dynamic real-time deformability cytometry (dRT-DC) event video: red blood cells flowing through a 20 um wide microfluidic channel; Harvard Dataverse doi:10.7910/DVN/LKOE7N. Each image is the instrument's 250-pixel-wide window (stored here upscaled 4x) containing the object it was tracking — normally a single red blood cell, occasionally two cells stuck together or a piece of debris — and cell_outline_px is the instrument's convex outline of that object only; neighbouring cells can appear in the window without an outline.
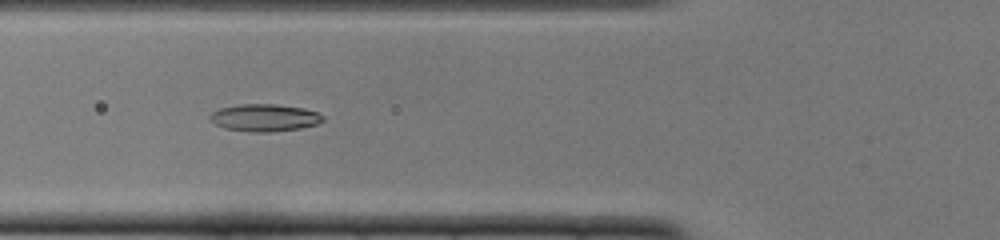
{"species": "common noctule bat (a hibernating species)", "species_latin": "Nyctalus noctula", "temperature_condition": "cold", "stored_images_in_passage": 51, "camera_frame_rate_fps": 3000, "um_per_image_px": 0.085, "animal": {"sex": "female", "body_mass_g": 22.0, "forearm_length_mm": 56.7}, "frame": {"image": 1, "passage_image": 19, "time_ms": 6.0, "image_size_px": [1000, 240], "cell_outline_px": [[324, 120], [316, 124], [300, 128], [268, 132], [248, 132], [224, 128], [216, 124], [208, 116], [212, 112], [220, 108], [240, 104], [276, 104], [304, 108], [316, 112], [324, 116]], "centroid_in_image_um": [22.48, 10.0], "position_along_channel_um": 103.3, "area_um2": 17.92}}
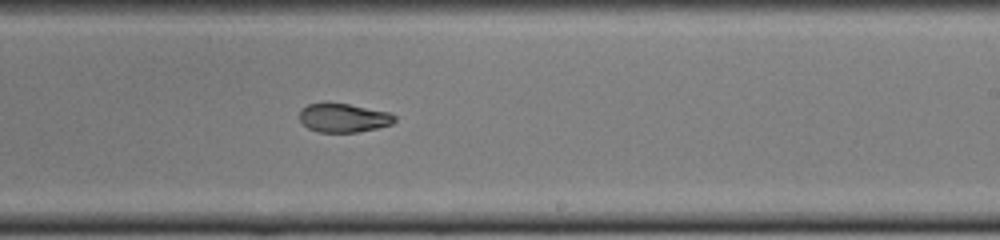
{"frame": {"image": 2, "passage_image": 31, "time_ms": 10.0, "image_size_px": [1000, 240], "cell_outline_px": [[396, 120], [392, 124], [376, 128], [356, 132], [320, 132], [308, 128], [300, 120], [300, 112], [308, 104], [348, 104], [388, 112], [396, 116]], "centroid_in_image_um": [29.23, 10.03], "position_along_channel_um": 259.8, "area_um2": 15.55}}
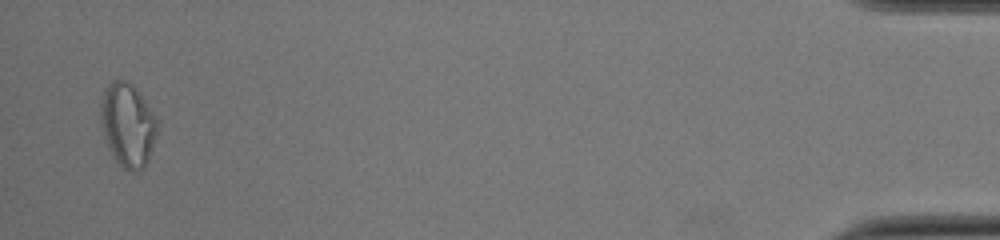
{"frame": {"image": 3, "passage_image": 50, "time_ms": 16.333, "image_size_px": [1000, 240], "cell_outline_px": [[156, 132], [152, 148], [148, 160], [144, 168], [140, 172], [132, 172], [124, 168], [116, 160], [108, 148], [100, 124], [100, 104], [104, 88], [112, 80], [128, 80], [136, 88], [156, 120]], "centroid_in_image_um": [10.81, 10.62], "position_along_channel_um": 424.4, "area_um2": 27.4}, "authors_computed_cell_mechanics": {"area_um2": 18.207, "velocity_mm_per_s": 3.9238, "shape_relaxation_time_tau1_ms": null, "shape_relaxation_time_tau2_ms": 2.9632, "deformation_change_tau1": null, "deformation_change_tau2": 0.0793}}